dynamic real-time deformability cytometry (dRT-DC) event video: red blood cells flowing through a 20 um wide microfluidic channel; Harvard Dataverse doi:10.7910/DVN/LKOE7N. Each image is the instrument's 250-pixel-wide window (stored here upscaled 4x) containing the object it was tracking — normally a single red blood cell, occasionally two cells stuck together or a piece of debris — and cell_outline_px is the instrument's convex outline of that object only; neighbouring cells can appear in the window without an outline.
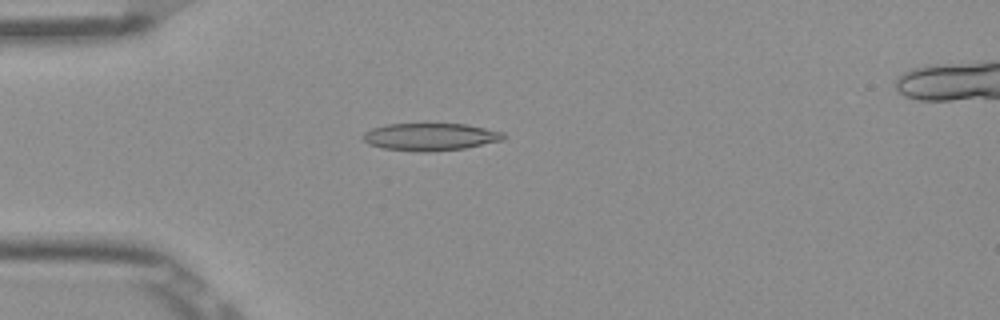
{"species": "Egyptian fruit bat (a non-hibernating species)", "species_latin": "Rousettus aegyptiacus", "temperature_condition": "room temperature", "stored_images_in_passage": 52, "camera_frame_rate_fps": 3000, "um_per_image_px": 0.085, "frame": {"image": 1, "passage_image": 14, "time_ms": 4.333, "image_size_px": [1000, 320], "cell_outline_px": [[508, 136], [504, 140], [464, 148], [432, 152], [416, 152], [384, 148], [368, 144], [360, 136], [364, 132], [372, 128], [388, 124], [464, 124], [504, 132]], "centroid_in_image_um": [36.58, 11.64], "position_along_channel_um": 48.4, "area_um2": 22.6}}
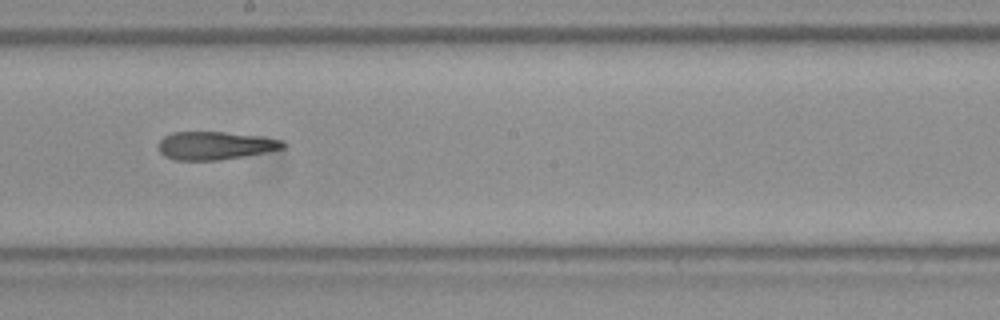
{"frame": {"image": 2, "passage_image": 29, "time_ms": 9.333, "image_size_px": [1000, 320], "cell_outline_px": [[284, 148], [264, 152], [220, 160], [176, 160], [164, 156], [156, 148], [156, 144], [164, 136], [172, 132], [224, 132], [256, 136], [284, 140]], "centroid_in_image_um": [18.2, 12.37], "position_along_channel_um": 230.0, "area_um2": 20.29}}
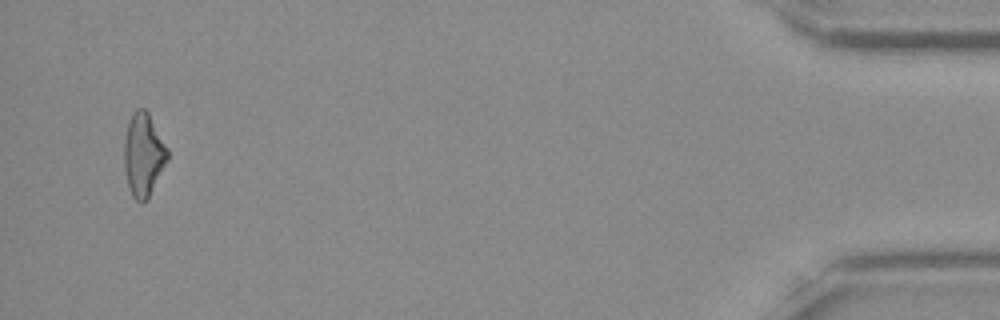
{"frame": {"image": 3, "passage_image": 50, "time_ms": 16.333, "image_size_px": [1000, 320], "cell_outline_px": [[168, 160], [148, 200], [140, 204], [132, 196], [128, 188], [124, 168], [124, 140], [128, 124], [132, 112], [136, 108], [144, 108], [148, 112], [168, 148]], "centroid_in_image_um": [12.19, 13.18], "position_along_channel_um": 423.0, "area_um2": 21.33}, "authors_computed_cell_mechanics": {"area_um2": 21.1837, "velocity_mm_per_s": 3.9135, "shape_relaxation_time_tau1_ms": null, "shape_relaxation_time_tau2_ms": 7.1559, "deformation_change_tau1": null, "deformation_change_tau2": 0.1897}}